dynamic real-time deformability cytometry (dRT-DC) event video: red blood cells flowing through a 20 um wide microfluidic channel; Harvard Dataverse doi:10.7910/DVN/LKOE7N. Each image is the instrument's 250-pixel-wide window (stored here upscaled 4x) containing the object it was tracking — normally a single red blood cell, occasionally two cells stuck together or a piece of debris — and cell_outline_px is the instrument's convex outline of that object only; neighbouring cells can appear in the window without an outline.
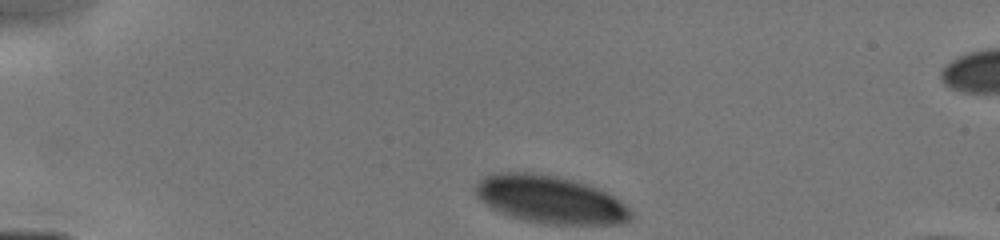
{"species": "human", "species_latin": "Homo sapiens", "temperature_condition": "cold", "stored_images_in_passage": 18, "camera_frame_rate_fps": 3000, "um_per_image_px": 0.085, "donor": {"sex": "male"}, "frame": {"image": 1, "passage_image": 1, "time_ms": 0.0, "image_size_px": [1000, 240], "cell_outline_px": [[632, 220], [616, 224], [548, 224], [524, 220], [500, 212], [484, 204], [476, 196], [476, 184], [484, 176], [492, 172], [528, 172], [552, 176], [584, 184], [596, 188], [620, 200], [632, 212]], "centroid_in_image_um": [46.73, 16.97], "position_along_channel_um": 38.3, "area_um2": 42.66}}
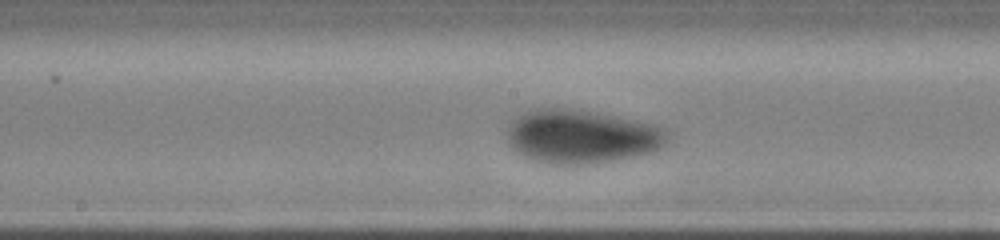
{"frame": {"image": 2, "passage_image": 14, "time_ms": 5.0, "image_size_px": [1000, 240], "cell_outline_px": [[672, 132], [668, 140], [660, 148], [648, 152], [632, 156], [612, 160], [588, 164], [552, 164], [532, 160], [524, 156], [512, 148], [508, 140], [508, 128], [512, 120], [528, 108], [564, 108], [636, 120], [656, 124]], "centroid_in_image_um": [49.42, 11.59], "position_along_channel_um": 198.8, "area_um2": 49.94}}
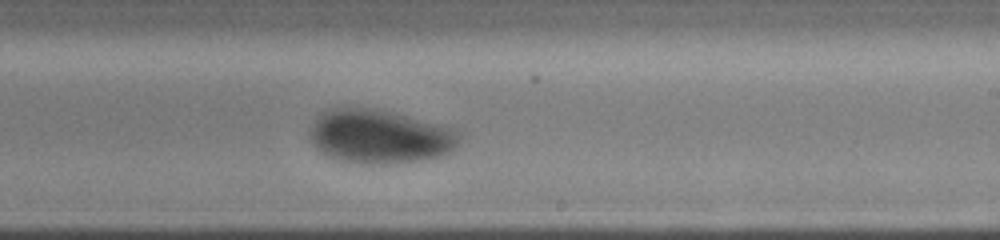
{"frame": {"image": 3, "passage_image": 18, "time_ms": 6.333, "image_size_px": [1000, 240], "cell_outline_px": [[460, 140], [444, 156], [424, 160], [384, 164], [360, 164], [340, 160], [328, 156], [316, 148], [312, 144], [308, 132], [316, 116], [324, 108], [340, 104], [376, 108], [456, 128], [460, 136]], "centroid_in_image_um": [32.19, 11.56], "position_along_channel_um": 256.8, "area_um2": 48.21}}